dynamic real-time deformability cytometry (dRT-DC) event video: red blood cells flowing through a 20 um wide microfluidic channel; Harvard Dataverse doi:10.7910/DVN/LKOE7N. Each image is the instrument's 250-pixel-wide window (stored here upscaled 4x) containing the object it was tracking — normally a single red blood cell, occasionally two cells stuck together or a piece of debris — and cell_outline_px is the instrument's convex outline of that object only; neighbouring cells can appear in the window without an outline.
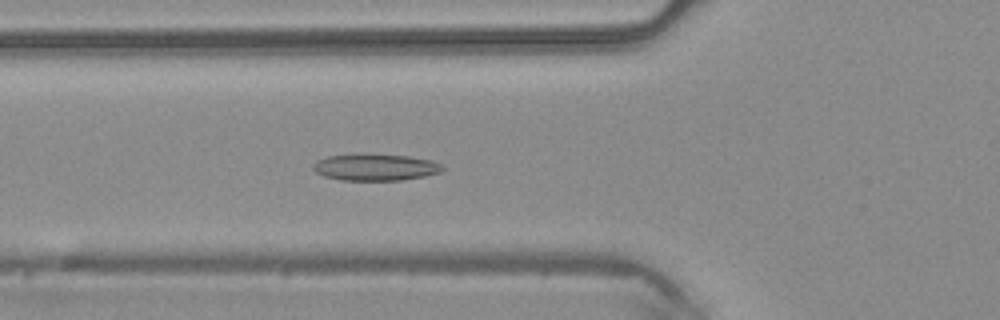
{"species": "common noctule bat (a hibernating species)", "species_latin": "Nyctalus noctula", "temperature_condition": "warm", "stored_images_in_passage": 27, "camera_frame_rate_fps": 3000, "um_per_image_px": 0.085, "animal": {"sex": "male", "body_mass_g": 20.4}, "frame": {"image": 1, "passage_image": 16, "time_ms": 5.0, "image_size_px": [1000, 320], "cell_outline_px": [[444, 168], [440, 172], [424, 176], [400, 180], [340, 180], [324, 176], [316, 172], [312, 168], [312, 164], [316, 160], [328, 156], [360, 152], [364, 152], [408, 156], [432, 160], [440, 164]], "centroid_in_image_um": [31.85, 14.18], "position_along_channel_um": 94.0, "area_um2": 20.58}}
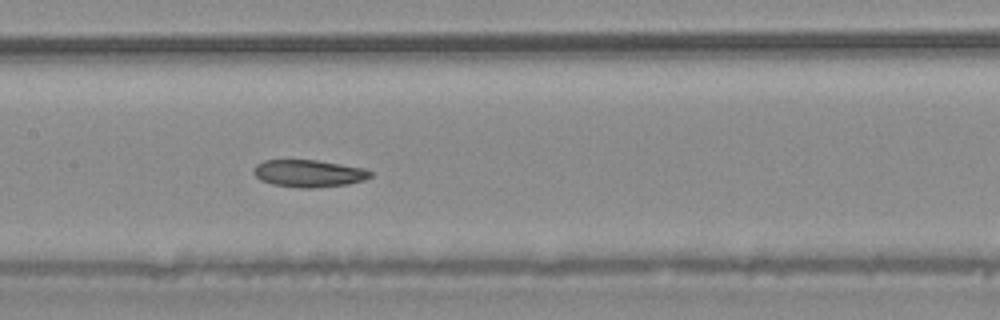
{"frame": {"image": 2, "passage_image": 22, "time_ms": 7.0, "image_size_px": [1000, 320], "cell_outline_px": [[372, 176], [364, 180], [348, 184], [312, 188], [300, 188], [272, 184], [260, 180], [252, 172], [252, 168], [256, 164], [264, 160], [316, 160], [364, 168], [372, 172]], "centroid_in_image_um": [26.22, 14.74], "position_along_channel_um": 181.2, "area_um2": 18.61}}
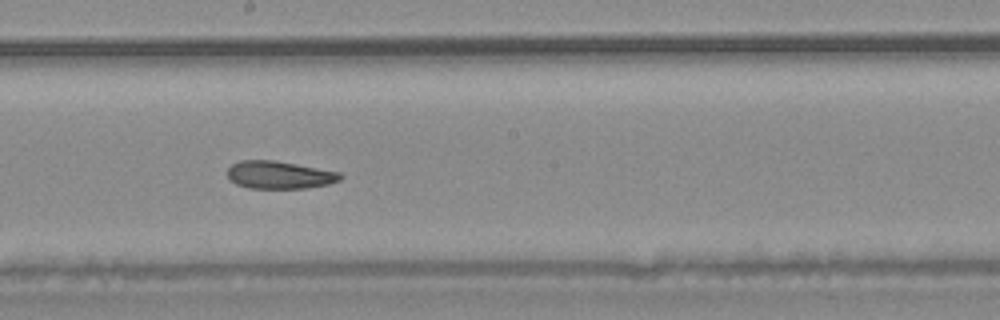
{"frame": {"image": 3, "passage_image": 25, "time_ms": 8.0, "image_size_px": [1000, 320], "cell_outline_px": [[344, 176], [340, 180], [328, 184], [304, 188], [248, 188], [236, 184], [228, 180], [228, 168], [232, 164], [240, 160], [272, 160], [296, 164], [340, 172]], "centroid_in_image_um": [23.73, 14.87], "position_along_channel_um": 224.5, "area_um2": 18.21}}